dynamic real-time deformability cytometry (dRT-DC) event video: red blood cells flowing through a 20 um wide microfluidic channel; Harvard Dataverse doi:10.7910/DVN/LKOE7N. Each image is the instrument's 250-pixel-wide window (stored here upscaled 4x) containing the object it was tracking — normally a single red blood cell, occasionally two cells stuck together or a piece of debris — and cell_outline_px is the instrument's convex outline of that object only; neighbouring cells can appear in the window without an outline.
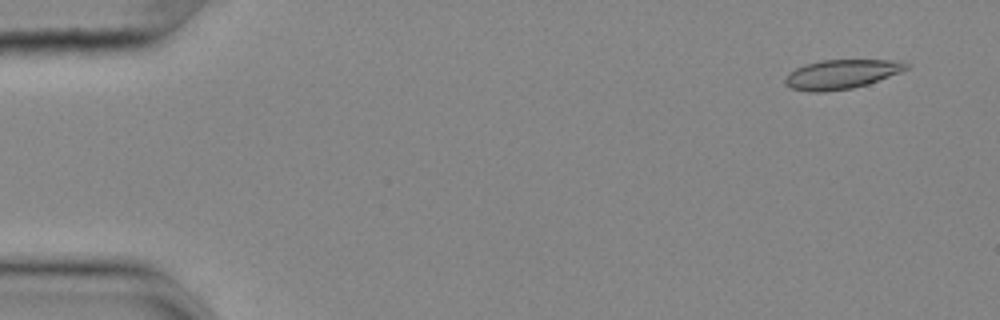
{"species": "common noctule bat (a hibernating species)", "species_latin": "Nyctalus noctula", "temperature_condition": "cold", "stored_images_in_passage": 50, "camera_frame_rate_fps": 3000, "um_per_image_px": 0.085, "animal": {"sex": "female", "body_mass_g": 25.1}, "frame": {"image": 1, "passage_image": 4, "time_ms": 1.0, "image_size_px": [1000, 320], "cell_outline_px": [[912, 64], [908, 68], [900, 72], [868, 84], [852, 88], [824, 92], [808, 92], [792, 88], [784, 84], [784, 76], [788, 72], [804, 64], [820, 60], [900, 60]], "centroid_in_image_um": [71.5, 6.3], "position_along_channel_um": 13.5, "area_um2": 20.92}}
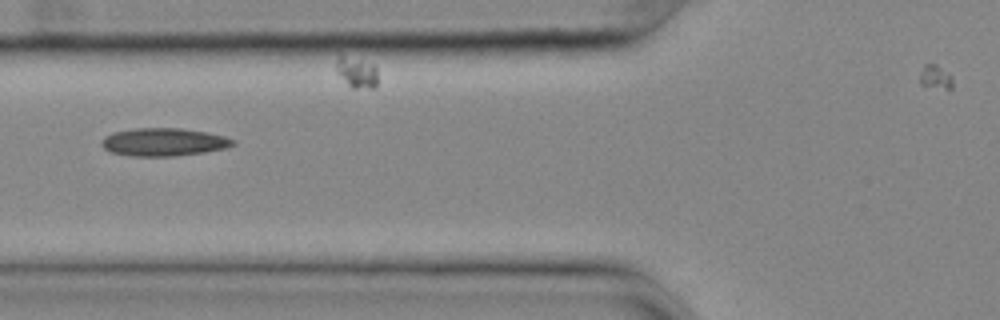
{"frame": {"image": 2, "passage_image": 22, "time_ms": 7.0, "image_size_px": [1000, 320], "cell_outline_px": [[236, 144], [228, 148], [204, 152], [172, 156], [132, 156], [112, 152], [104, 148], [100, 144], [100, 140], [104, 136], [112, 132], [136, 128], [180, 128], [204, 132], [224, 136], [236, 140]], "centroid_in_image_um": [13.91, 12.07], "position_along_channel_um": 111.9, "area_um2": 21.44}}
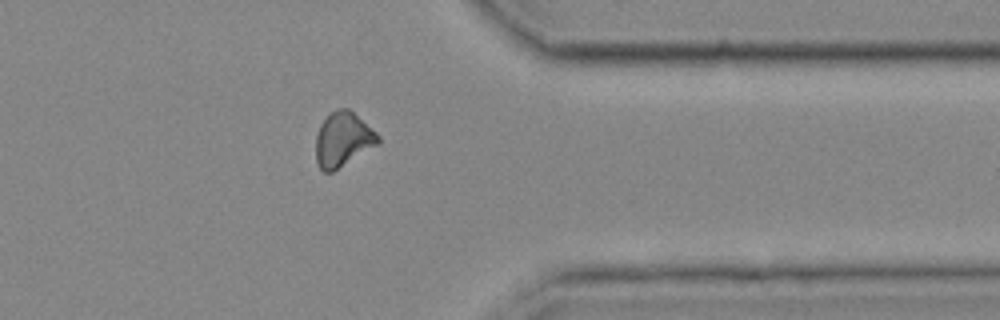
{"frame": {"image": 3, "passage_image": 45, "time_ms": 14.667, "image_size_px": [1000, 320], "cell_outline_px": [[380, 144], [332, 172], [324, 172], [320, 168], [316, 160], [316, 136], [320, 124], [336, 108], [348, 108], [376, 132], [380, 136]], "centroid_in_image_um": [29.16, 11.87], "position_along_channel_um": 382.2, "area_um2": 19.71}}